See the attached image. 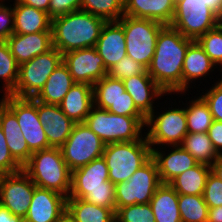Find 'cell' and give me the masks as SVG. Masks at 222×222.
<instances>
[{
	"label": "cell",
	"instance_id": "cell-42",
	"mask_svg": "<svg viewBox=\"0 0 222 222\" xmlns=\"http://www.w3.org/2000/svg\"><path fill=\"white\" fill-rule=\"evenodd\" d=\"M21 170H23V167L11 155L0 126V172L2 174H13Z\"/></svg>",
	"mask_w": 222,
	"mask_h": 222
},
{
	"label": "cell",
	"instance_id": "cell-53",
	"mask_svg": "<svg viewBox=\"0 0 222 222\" xmlns=\"http://www.w3.org/2000/svg\"><path fill=\"white\" fill-rule=\"evenodd\" d=\"M55 222H76L71 213L65 209Z\"/></svg>",
	"mask_w": 222,
	"mask_h": 222
},
{
	"label": "cell",
	"instance_id": "cell-23",
	"mask_svg": "<svg viewBox=\"0 0 222 222\" xmlns=\"http://www.w3.org/2000/svg\"><path fill=\"white\" fill-rule=\"evenodd\" d=\"M176 0H124V15L170 25Z\"/></svg>",
	"mask_w": 222,
	"mask_h": 222
},
{
	"label": "cell",
	"instance_id": "cell-16",
	"mask_svg": "<svg viewBox=\"0 0 222 222\" xmlns=\"http://www.w3.org/2000/svg\"><path fill=\"white\" fill-rule=\"evenodd\" d=\"M37 114L44 125L49 145L60 148L70 136L76 123L63 113L59 105L37 101Z\"/></svg>",
	"mask_w": 222,
	"mask_h": 222
},
{
	"label": "cell",
	"instance_id": "cell-32",
	"mask_svg": "<svg viewBox=\"0 0 222 222\" xmlns=\"http://www.w3.org/2000/svg\"><path fill=\"white\" fill-rule=\"evenodd\" d=\"M197 97L194 100H189V105L185 106L187 130L188 133H207L213 122V117L204 99L201 96Z\"/></svg>",
	"mask_w": 222,
	"mask_h": 222
},
{
	"label": "cell",
	"instance_id": "cell-29",
	"mask_svg": "<svg viewBox=\"0 0 222 222\" xmlns=\"http://www.w3.org/2000/svg\"><path fill=\"white\" fill-rule=\"evenodd\" d=\"M210 172V165L198 163L196 166L176 176L168 184L178 195H203Z\"/></svg>",
	"mask_w": 222,
	"mask_h": 222
},
{
	"label": "cell",
	"instance_id": "cell-15",
	"mask_svg": "<svg viewBox=\"0 0 222 222\" xmlns=\"http://www.w3.org/2000/svg\"><path fill=\"white\" fill-rule=\"evenodd\" d=\"M98 189H115V185L109 180L107 163L103 157L72 171L68 198L83 199L90 190Z\"/></svg>",
	"mask_w": 222,
	"mask_h": 222
},
{
	"label": "cell",
	"instance_id": "cell-31",
	"mask_svg": "<svg viewBox=\"0 0 222 222\" xmlns=\"http://www.w3.org/2000/svg\"><path fill=\"white\" fill-rule=\"evenodd\" d=\"M180 146L188 151L198 163L211 166L219 156L208 133H187Z\"/></svg>",
	"mask_w": 222,
	"mask_h": 222
},
{
	"label": "cell",
	"instance_id": "cell-52",
	"mask_svg": "<svg viewBox=\"0 0 222 222\" xmlns=\"http://www.w3.org/2000/svg\"><path fill=\"white\" fill-rule=\"evenodd\" d=\"M222 17V0H203Z\"/></svg>",
	"mask_w": 222,
	"mask_h": 222
},
{
	"label": "cell",
	"instance_id": "cell-5",
	"mask_svg": "<svg viewBox=\"0 0 222 222\" xmlns=\"http://www.w3.org/2000/svg\"><path fill=\"white\" fill-rule=\"evenodd\" d=\"M84 123L105 144H110L140 140L146 117L116 115L93 106Z\"/></svg>",
	"mask_w": 222,
	"mask_h": 222
},
{
	"label": "cell",
	"instance_id": "cell-10",
	"mask_svg": "<svg viewBox=\"0 0 222 222\" xmlns=\"http://www.w3.org/2000/svg\"><path fill=\"white\" fill-rule=\"evenodd\" d=\"M63 61V54L52 48L19 65V76L11 95L20 98H34L45 85L49 75Z\"/></svg>",
	"mask_w": 222,
	"mask_h": 222
},
{
	"label": "cell",
	"instance_id": "cell-50",
	"mask_svg": "<svg viewBox=\"0 0 222 222\" xmlns=\"http://www.w3.org/2000/svg\"><path fill=\"white\" fill-rule=\"evenodd\" d=\"M207 222H222V206L208 208Z\"/></svg>",
	"mask_w": 222,
	"mask_h": 222
},
{
	"label": "cell",
	"instance_id": "cell-47",
	"mask_svg": "<svg viewBox=\"0 0 222 222\" xmlns=\"http://www.w3.org/2000/svg\"><path fill=\"white\" fill-rule=\"evenodd\" d=\"M207 133L216 152L222 155V122L213 120Z\"/></svg>",
	"mask_w": 222,
	"mask_h": 222
},
{
	"label": "cell",
	"instance_id": "cell-48",
	"mask_svg": "<svg viewBox=\"0 0 222 222\" xmlns=\"http://www.w3.org/2000/svg\"><path fill=\"white\" fill-rule=\"evenodd\" d=\"M17 1L24 5L42 10L48 14V6H49L50 0H17Z\"/></svg>",
	"mask_w": 222,
	"mask_h": 222
},
{
	"label": "cell",
	"instance_id": "cell-7",
	"mask_svg": "<svg viewBox=\"0 0 222 222\" xmlns=\"http://www.w3.org/2000/svg\"><path fill=\"white\" fill-rule=\"evenodd\" d=\"M222 22V17L203 0H176L169 26L184 37L197 40Z\"/></svg>",
	"mask_w": 222,
	"mask_h": 222
},
{
	"label": "cell",
	"instance_id": "cell-54",
	"mask_svg": "<svg viewBox=\"0 0 222 222\" xmlns=\"http://www.w3.org/2000/svg\"><path fill=\"white\" fill-rule=\"evenodd\" d=\"M2 176H3V174L0 172V181H1Z\"/></svg>",
	"mask_w": 222,
	"mask_h": 222
},
{
	"label": "cell",
	"instance_id": "cell-19",
	"mask_svg": "<svg viewBox=\"0 0 222 222\" xmlns=\"http://www.w3.org/2000/svg\"><path fill=\"white\" fill-rule=\"evenodd\" d=\"M5 41L19 65L53 48L52 31L29 34L13 33Z\"/></svg>",
	"mask_w": 222,
	"mask_h": 222
},
{
	"label": "cell",
	"instance_id": "cell-3",
	"mask_svg": "<svg viewBox=\"0 0 222 222\" xmlns=\"http://www.w3.org/2000/svg\"><path fill=\"white\" fill-rule=\"evenodd\" d=\"M23 171L37 187L55 191L68 198L72 171L65 163L59 147L33 152L23 166Z\"/></svg>",
	"mask_w": 222,
	"mask_h": 222
},
{
	"label": "cell",
	"instance_id": "cell-13",
	"mask_svg": "<svg viewBox=\"0 0 222 222\" xmlns=\"http://www.w3.org/2000/svg\"><path fill=\"white\" fill-rule=\"evenodd\" d=\"M37 186L23 171L3 174L0 181V204L13 215L25 218Z\"/></svg>",
	"mask_w": 222,
	"mask_h": 222
},
{
	"label": "cell",
	"instance_id": "cell-37",
	"mask_svg": "<svg viewBox=\"0 0 222 222\" xmlns=\"http://www.w3.org/2000/svg\"><path fill=\"white\" fill-rule=\"evenodd\" d=\"M196 41L216 66L220 64V72H222V22Z\"/></svg>",
	"mask_w": 222,
	"mask_h": 222
},
{
	"label": "cell",
	"instance_id": "cell-46",
	"mask_svg": "<svg viewBox=\"0 0 222 222\" xmlns=\"http://www.w3.org/2000/svg\"><path fill=\"white\" fill-rule=\"evenodd\" d=\"M5 0H0V40L5 41L14 32V12L12 5H5Z\"/></svg>",
	"mask_w": 222,
	"mask_h": 222
},
{
	"label": "cell",
	"instance_id": "cell-40",
	"mask_svg": "<svg viewBox=\"0 0 222 222\" xmlns=\"http://www.w3.org/2000/svg\"><path fill=\"white\" fill-rule=\"evenodd\" d=\"M200 96L204 99L210 109L213 120L222 122V77L214 85Z\"/></svg>",
	"mask_w": 222,
	"mask_h": 222
},
{
	"label": "cell",
	"instance_id": "cell-11",
	"mask_svg": "<svg viewBox=\"0 0 222 222\" xmlns=\"http://www.w3.org/2000/svg\"><path fill=\"white\" fill-rule=\"evenodd\" d=\"M105 145L85 123H76L60 150L65 163L73 171L102 157Z\"/></svg>",
	"mask_w": 222,
	"mask_h": 222
},
{
	"label": "cell",
	"instance_id": "cell-49",
	"mask_svg": "<svg viewBox=\"0 0 222 222\" xmlns=\"http://www.w3.org/2000/svg\"><path fill=\"white\" fill-rule=\"evenodd\" d=\"M0 222H23L20 216L13 215L6 207L0 204Z\"/></svg>",
	"mask_w": 222,
	"mask_h": 222
},
{
	"label": "cell",
	"instance_id": "cell-21",
	"mask_svg": "<svg viewBox=\"0 0 222 222\" xmlns=\"http://www.w3.org/2000/svg\"><path fill=\"white\" fill-rule=\"evenodd\" d=\"M106 71L127 55L123 27L117 21L106 22L95 46Z\"/></svg>",
	"mask_w": 222,
	"mask_h": 222
},
{
	"label": "cell",
	"instance_id": "cell-12",
	"mask_svg": "<svg viewBox=\"0 0 222 222\" xmlns=\"http://www.w3.org/2000/svg\"><path fill=\"white\" fill-rule=\"evenodd\" d=\"M0 100L16 115L21 132L32 152L51 148L45 135L44 125L37 114V100L11 94L3 95Z\"/></svg>",
	"mask_w": 222,
	"mask_h": 222
},
{
	"label": "cell",
	"instance_id": "cell-39",
	"mask_svg": "<svg viewBox=\"0 0 222 222\" xmlns=\"http://www.w3.org/2000/svg\"><path fill=\"white\" fill-rule=\"evenodd\" d=\"M107 74L115 79L125 80L135 75L148 73L147 69L142 64L126 55L118 63L112 66Z\"/></svg>",
	"mask_w": 222,
	"mask_h": 222
},
{
	"label": "cell",
	"instance_id": "cell-25",
	"mask_svg": "<svg viewBox=\"0 0 222 222\" xmlns=\"http://www.w3.org/2000/svg\"><path fill=\"white\" fill-rule=\"evenodd\" d=\"M211 61L210 57L204 52L199 43L194 40L185 54L182 69V92L189 91L193 81L206 77L210 72L218 67ZM191 82V83H190Z\"/></svg>",
	"mask_w": 222,
	"mask_h": 222
},
{
	"label": "cell",
	"instance_id": "cell-9",
	"mask_svg": "<svg viewBox=\"0 0 222 222\" xmlns=\"http://www.w3.org/2000/svg\"><path fill=\"white\" fill-rule=\"evenodd\" d=\"M161 184L157 164L151 157L128 181L115 185L116 211L128 205L149 203Z\"/></svg>",
	"mask_w": 222,
	"mask_h": 222
},
{
	"label": "cell",
	"instance_id": "cell-2",
	"mask_svg": "<svg viewBox=\"0 0 222 222\" xmlns=\"http://www.w3.org/2000/svg\"><path fill=\"white\" fill-rule=\"evenodd\" d=\"M107 21L82 10L51 20L52 44L62 54L95 47Z\"/></svg>",
	"mask_w": 222,
	"mask_h": 222
},
{
	"label": "cell",
	"instance_id": "cell-33",
	"mask_svg": "<svg viewBox=\"0 0 222 222\" xmlns=\"http://www.w3.org/2000/svg\"><path fill=\"white\" fill-rule=\"evenodd\" d=\"M124 92L122 80L107 74L93 85L94 106L107 110Z\"/></svg>",
	"mask_w": 222,
	"mask_h": 222
},
{
	"label": "cell",
	"instance_id": "cell-1",
	"mask_svg": "<svg viewBox=\"0 0 222 222\" xmlns=\"http://www.w3.org/2000/svg\"><path fill=\"white\" fill-rule=\"evenodd\" d=\"M194 40L166 25L157 37L147 73L169 95L182 94V69L188 46Z\"/></svg>",
	"mask_w": 222,
	"mask_h": 222
},
{
	"label": "cell",
	"instance_id": "cell-36",
	"mask_svg": "<svg viewBox=\"0 0 222 222\" xmlns=\"http://www.w3.org/2000/svg\"><path fill=\"white\" fill-rule=\"evenodd\" d=\"M81 10L105 21H118L124 15V0H82Z\"/></svg>",
	"mask_w": 222,
	"mask_h": 222
},
{
	"label": "cell",
	"instance_id": "cell-4",
	"mask_svg": "<svg viewBox=\"0 0 222 222\" xmlns=\"http://www.w3.org/2000/svg\"><path fill=\"white\" fill-rule=\"evenodd\" d=\"M140 140L106 144L103 158L107 163L109 180L116 185L126 182L151 157L152 149L146 135Z\"/></svg>",
	"mask_w": 222,
	"mask_h": 222
},
{
	"label": "cell",
	"instance_id": "cell-22",
	"mask_svg": "<svg viewBox=\"0 0 222 222\" xmlns=\"http://www.w3.org/2000/svg\"><path fill=\"white\" fill-rule=\"evenodd\" d=\"M0 126L11 155L23 167L29 161L33 152L25 141L16 115L1 100Z\"/></svg>",
	"mask_w": 222,
	"mask_h": 222
},
{
	"label": "cell",
	"instance_id": "cell-41",
	"mask_svg": "<svg viewBox=\"0 0 222 222\" xmlns=\"http://www.w3.org/2000/svg\"><path fill=\"white\" fill-rule=\"evenodd\" d=\"M203 197L208 208L222 206V181L212 172L207 177Z\"/></svg>",
	"mask_w": 222,
	"mask_h": 222
},
{
	"label": "cell",
	"instance_id": "cell-28",
	"mask_svg": "<svg viewBox=\"0 0 222 222\" xmlns=\"http://www.w3.org/2000/svg\"><path fill=\"white\" fill-rule=\"evenodd\" d=\"M149 203L155 222H182L178 194L168 183H162L157 188Z\"/></svg>",
	"mask_w": 222,
	"mask_h": 222
},
{
	"label": "cell",
	"instance_id": "cell-27",
	"mask_svg": "<svg viewBox=\"0 0 222 222\" xmlns=\"http://www.w3.org/2000/svg\"><path fill=\"white\" fill-rule=\"evenodd\" d=\"M14 32L16 34H29L51 31L49 15L39 9L19 3H13Z\"/></svg>",
	"mask_w": 222,
	"mask_h": 222
},
{
	"label": "cell",
	"instance_id": "cell-45",
	"mask_svg": "<svg viewBox=\"0 0 222 222\" xmlns=\"http://www.w3.org/2000/svg\"><path fill=\"white\" fill-rule=\"evenodd\" d=\"M82 0H50L48 15L51 20L70 12L81 10Z\"/></svg>",
	"mask_w": 222,
	"mask_h": 222
},
{
	"label": "cell",
	"instance_id": "cell-34",
	"mask_svg": "<svg viewBox=\"0 0 222 222\" xmlns=\"http://www.w3.org/2000/svg\"><path fill=\"white\" fill-rule=\"evenodd\" d=\"M182 222H207L208 205L203 195H178Z\"/></svg>",
	"mask_w": 222,
	"mask_h": 222
},
{
	"label": "cell",
	"instance_id": "cell-18",
	"mask_svg": "<svg viewBox=\"0 0 222 222\" xmlns=\"http://www.w3.org/2000/svg\"><path fill=\"white\" fill-rule=\"evenodd\" d=\"M122 82L134 105L146 118L156 108L153 106L155 99L167 94L149 74L135 75Z\"/></svg>",
	"mask_w": 222,
	"mask_h": 222
},
{
	"label": "cell",
	"instance_id": "cell-17",
	"mask_svg": "<svg viewBox=\"0 0 222 222\" xmlns=\"http://www.w3.org/2000/svg\"><path fill=\"white\" fill-rule=\"evenodd\" d=\"M65 209L64 195L36 187L23 222H55Z\"/></svg>",
	"mask_w": 222,
	"mask_h": 222
},
{
	"label": "cell",
	"instance_id": "cell-26",
	"mask_svg": "<svg viewBox=\"0 0 222 222\" xmlns=\"http://www.w3.org/2000/svg\"><path fill=\"white\" fill-rule=\"evenodd\" d=\"M75 83L67 65L62 61L34 99L44 104L59 105Z\"/></svg>",
	"mask_w": 222,
	"mask_h": 222
},
{
	"label": "cell",
	"instance_id": "cell-14",
	"mask_svg": "<svg viewBox=\"0 0 222 222\" xmlns=\"http://www.w3.org/2000/svg\"><path fill=\"white\" fill-rule=\"evenodd\" d=\"M63 62L75 82L94 85L107 75L103 58L95 47L69 51L63 54Z\"/></svg>",
	"mask_w": 222,
	"mask_h": 222
},
{
	"label": "cell",
	"instance_id": "cell-51",
	"mask_svg": "<svg viewBox=\"0 0 222 222\" xmlns=\"http://www.w3.org/2000/svg\"><path fill=\"white\" fill-rule=\"evenodd\" d=\"M210 167L211 172L222 181V155H219Z\"/></svg>",
	"mask_w": 222,
	"mask_h": 222
},
{
	"label": "cell",
	"instance_id": "cell-43",
	"mask_svg": "<svg viewBox=\"0 0 222 222\" xmlns=\"http://www.w3.org/2000/svg\"><path fill=\"white\" fill-rule=\"evenodd\" d=\"M110 113L129 117H145L134 105L132 97L125 91L111 107Z\"/></svg>",
	"mask_w": 222,
	"mask_h": 222
},
{
	"label": "cell",
	"instance_id": "cell-24",
	"mask_svg": "<svg viewBox=\"0 0 222 222\" xmlns=\"http://www.w3.org/2000/svg\"><path fill=\"white\" fill-rule=\"evenodd\" d=\"M63 113L75 123H84L94 106L93 86L76 82L59 104Z\"/></svg>",
	"mask_w": 222,
	"mask_h": 222
},
{
	"label": "cell",
	"instance_id": "cell-35",
	"mask_svg": "<svg viewBox=\"0 0 222 222\" xmlns=\"http://www.w3.org/2000/svg\"><path fill=\"white\" fill-rule=\"evenodd\" d=\"M19 76V64L10 52L6 41L0 40V79L3 80L4 95L11 94Z\"/></svg>",
	"mask_w": 222,
	"mask_h": 222
},
{
	"label": "cell",
	"instance_id": "cell-8",
	"mask_svg": "<svg viewBox=\"0 0 222 222\" xmlns=\"http://www.w3.org/2000/svg\"><path fill=\"white\" fill-rule=\"evenodd\" d=\"M169 110L155 113V110L146 118V124L143 134H146L147 141L152 148L156 144L165 148L169 146L181 145L183 139L188 133L187 121L185 115V107L182 108H168ZM158 114V116H157Z\"/></svg>",
	"mask_w": 222,
	"mask_h": 222
},
{
	"label": "cell",
	"instance_id": "cell-6",
	"mask_svg": "<svg viewBox=\"0 0 222 222\" xmlns=\"http://www.w3.org/2000/svg\"><path fill=\"white\" fill-rule=\"evenodd\" d=\"M117 22L124 30L127 55L147 69L155 52L159 32L166 25L128 15H123Z\"/></svg>",
	"mask_w": 222,
	"mask_h": 222
},
{
	"label": "cell",
	"instance_id": "cell-44",
	"mask_svg": "<svg viewBox=\"0 0 222 222\" xmlns=\"http://www.w3.org/2000/svg\"><path fill=\"white\" fill-rule=\"evenodd\" d=\"M115 189L90 190L83 200L90 204L110 208L116 213Z\"/></svg>",
	"mask_w": 222,
	"mask_h": 222
},
{
	"label": "cell",
	"instance_id": "cell-30",
	"mask_svg": "<svg viewBox=\"0 0 222 222\" xmlns=\"http://www.w3.org/2000/svg\"><path fill=\"white\" fill-rule=\"evenodd\" d=\"M66 209L76 222H115V212L110 208L90 204L79 198H66Z\"/></svg>",
	"mask_w": 222,
	"mask_h": 222
},
{
	"label": "cell",
	"instance_id": "cell-20",
	"mask_svg": "<svg viewBox=\"0 0 222 222\" xmlns=\"http://www.w3.org/2000/svg\"><path fill=\"white\" fill-rule=\"evenodd\" d=\"M171 147L169 153H165L160 147L152 148V158L157 164L161 183H169L179 174L198 164V161L180 145Z\"/></svg>",
	"mask_w": 222,
	"mask_h": 222
},
{
	"label": "cell",
	"instance_id": "cell-38",
	"mask_svg": "<svg viewBox=\"0 0 222 222\" xmlns=\"http://www.w3.org/2000/svg\"><path fill=\"white\" fill-rule=\"evenodd\" d=\"M115 219L116 222H155L150 203L121 207L116 211Z\"/></svg>",
	"mask_w": 222,
	"mask_h": 222
}]
</instances>
